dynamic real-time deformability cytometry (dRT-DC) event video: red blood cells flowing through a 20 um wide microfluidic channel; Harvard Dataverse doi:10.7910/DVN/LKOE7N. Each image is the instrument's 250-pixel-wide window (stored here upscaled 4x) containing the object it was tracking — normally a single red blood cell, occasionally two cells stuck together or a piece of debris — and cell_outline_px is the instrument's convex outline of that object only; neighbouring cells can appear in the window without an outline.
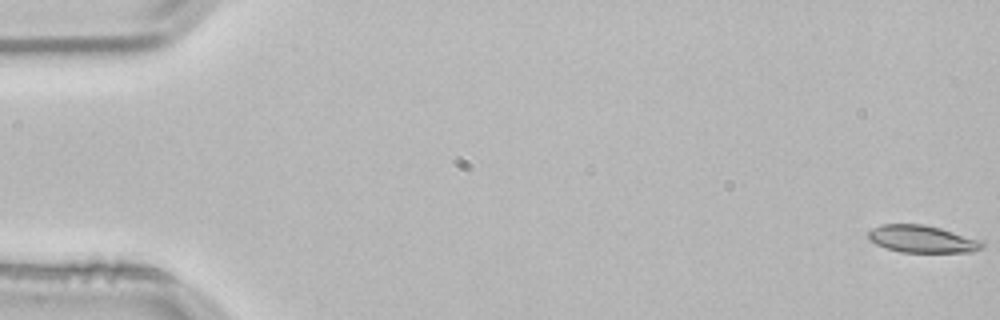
{"species": "common noctule bat (a hibernating species)", "species_latin": "Nyctalus noctula", "temperature_condition": "room temperature", "stored_images_in_passage": 13, "camera_frame_rate_fps": 3000, "um_per_image_px": 0.085, "animal": {"sex": "male", "body_mass_g": 21.5, "forearm_length_mm": 52.0}, "frame": {"image": 1, "passage_image": 1, "time_ms": 0.0, "image_size_px": [1000, 320], "cell_outline_px": [[984, 248], [972, 252], [900, 252], [876, 244], [868, 240], [868, 232], [872, 228], [880, 224], [924, 224], [940, 228], [984, 240]], "centroid_in_image_um": [78.41, 20.31], "position_along_channel_um": 6.6, "area_um2": 18.32}}